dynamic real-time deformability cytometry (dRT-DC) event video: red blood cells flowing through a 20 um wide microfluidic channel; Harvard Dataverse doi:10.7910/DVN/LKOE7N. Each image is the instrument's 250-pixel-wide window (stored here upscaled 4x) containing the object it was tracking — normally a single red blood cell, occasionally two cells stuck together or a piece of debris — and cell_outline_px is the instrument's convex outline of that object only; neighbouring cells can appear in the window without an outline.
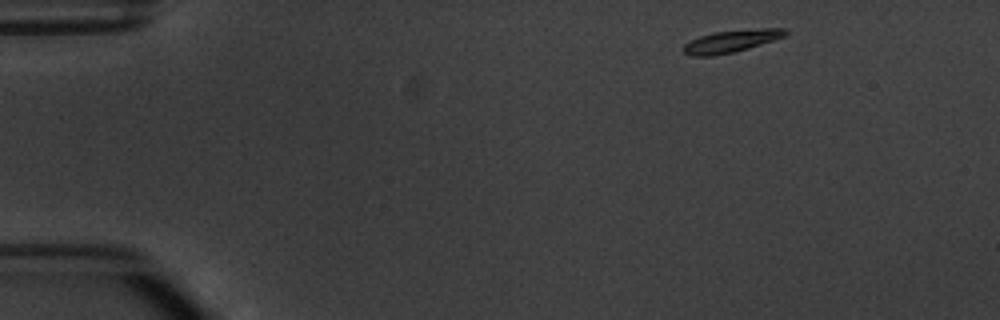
{"species": "common noctule bat (a hibernating species)", "species_latin": "Nyctalus noctula", "temperature_condition": "warm", "stored_images_in_passage": 4, "camera_frame_rate_fps": 3000, "um_per_image_px": 0.085, "animal": {"sex": "male", "body_mass_g": 20.1, "forearm_length_mm": 53.5}, "frame": {"image": 1, "passage_image": 1, "time_ms": 0.0, "image_size_px": [1000, 320], "cell_outline_px": [[788, 32], [784, 36], [736, 52], [712, 56], [692, 56], [684, 52], [680, 48], [684, 44], [700, 36], [716, 32], [760, 28], [784, 28]], "centroid_in_image_um": [62.11, 3.51], "position_along_channel_um": 22.9, "area_um2": 13.12}}